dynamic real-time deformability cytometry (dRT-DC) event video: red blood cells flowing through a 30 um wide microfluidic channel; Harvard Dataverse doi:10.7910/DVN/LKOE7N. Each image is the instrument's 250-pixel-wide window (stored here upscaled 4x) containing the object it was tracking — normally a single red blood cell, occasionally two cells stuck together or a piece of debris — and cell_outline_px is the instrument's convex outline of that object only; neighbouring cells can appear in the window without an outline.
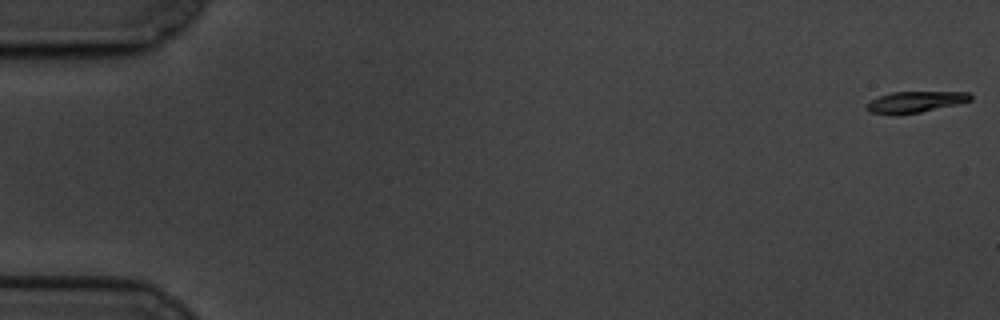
{"species": "common noctule bat (a hibernating species)", "species_latin": "Nyctalus noctula", "temperature_condition": "cold", "stored_images_in_passage": 9, "camera_frame_rate_fps": 3000, "um_per_image_px": 0.085, "animal": {"sex": "male", "body_mass_g": 19.5, "forearm_length_mm": 54.6}, "frame": {"image": 1, "passage_image": 1, "time_ms": 0.0, "image_size_px": [1000, 320], "cell_outline_px": [[972, 100], [956, 104], [920, 112], [892, 116], [868, 112], [864, 108], [864, 104], [880, 96], [892, 92], [968, 92], [972, 96]], "centroid_in_image_um": [77.7, 8.68], "position_along_channel_um": 7.3, "area_um2": 12.95}}